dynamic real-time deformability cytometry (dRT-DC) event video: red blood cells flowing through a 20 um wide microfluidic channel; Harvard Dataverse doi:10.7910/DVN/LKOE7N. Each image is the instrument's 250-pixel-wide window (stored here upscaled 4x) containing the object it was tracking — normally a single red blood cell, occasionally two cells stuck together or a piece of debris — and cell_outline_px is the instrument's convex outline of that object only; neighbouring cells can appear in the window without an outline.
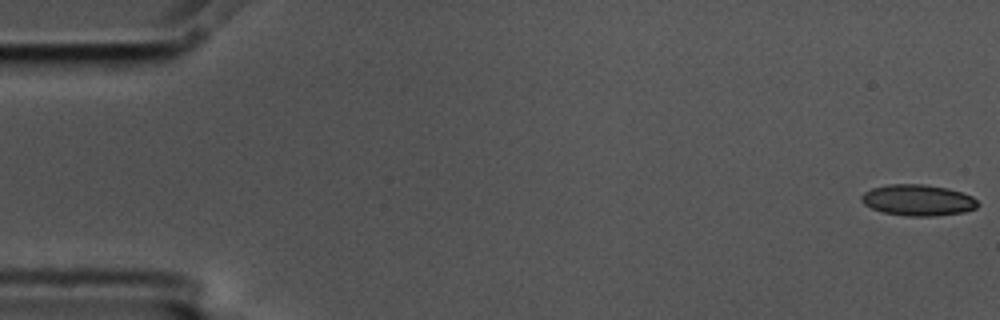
{"species": "common noctule bat (a hibernating species)", "species_latin": "Nyctalus noctula", "temperature_condition": "cold", "stored_images_in_passage": 5, "camera_frame_rate_fps": 3000, "um_per_image_px": 0.085, "animal": {"sex": "male", "body_mass_g": 17.5, "forearm_length_mm": 52.3}, "frame": {"image": 1, "passage_image": 1, "time_ms": 0.0, "image_size_px": [1000, 320], "cell_outline_px": [[980, 204], [976, 208], [964, 212], [936, 216], [904, 216], [884, 212], [872, 208], [864, 204], [860, 200], [860, 196], [864, 192], [872, 188], [888, 184], [924, 184], [948, 188], [972, 196]], "centroid_in_image_um": [78.02, 17.01], "position_along_channel_um": 7.0, "area_um2": 21.21}}
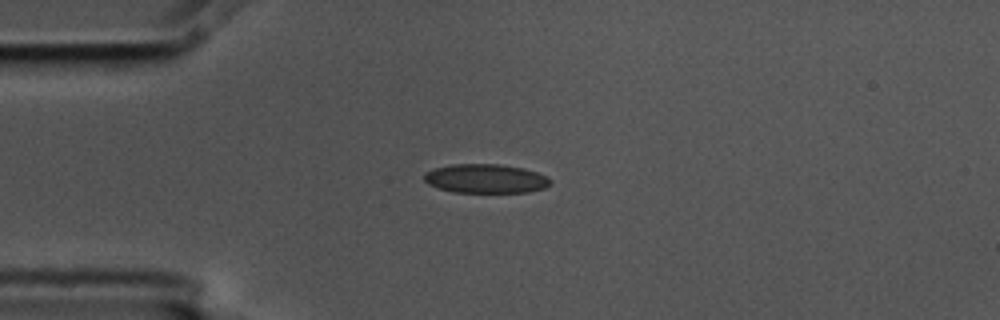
{"frame": {"image": 2, "passage_image": 5, "time_ms": 1.333, "image_size_px": [1000, 320], "cell_outline_px": [[552, 184], [544, 188], [528, 192], [452, 192], [428, 184], [424, 180], [424, 172], [432, 168], [452, 164], [500, 164], [524, 168], [548, 176], [552, 180]], "centroid_in_image_um": [41.29, 15.17], "position_along_channel_um": 43.7, "area_um2": 21.56}}